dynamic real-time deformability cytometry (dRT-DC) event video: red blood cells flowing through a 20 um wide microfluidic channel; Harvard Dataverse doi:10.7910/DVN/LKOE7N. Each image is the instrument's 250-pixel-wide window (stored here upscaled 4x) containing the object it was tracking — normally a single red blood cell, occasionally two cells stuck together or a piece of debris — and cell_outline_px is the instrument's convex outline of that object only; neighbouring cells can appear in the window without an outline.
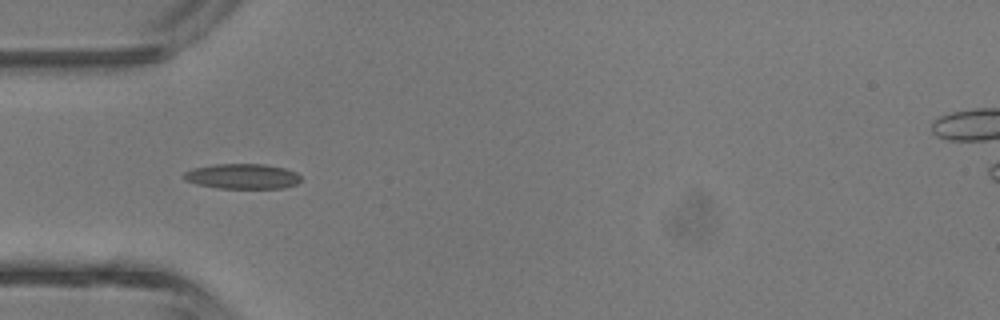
{"species": "common noctule bat (a hibernating species)", "species_latin": "Nyctalus noctula", "temperature_condition": "room temperature", "stored_images_in_passage": 5, "camera_frame_rate_fps": 3000, "um_per_image_px": 0.085, "animal": {"sex": "male", "body_mass_g": 13.3}, "frame": {"image": 1, "passage_image": 4, "time_ms": 3.667, "image_size_px": [1000, 320], "cell_outline_px": [[300, 180], [296, 184], [284, 188], [216, 188], [196, 184], [184, 180], [184, 172], [192, 168], [212, 164], [264, 164], [284, 168], [296, 172], [300, 176]], "centroid_in_image_um": [20.57, 14.98], "position_along_channel_um": 64.4, "area_um2": 17.22}}
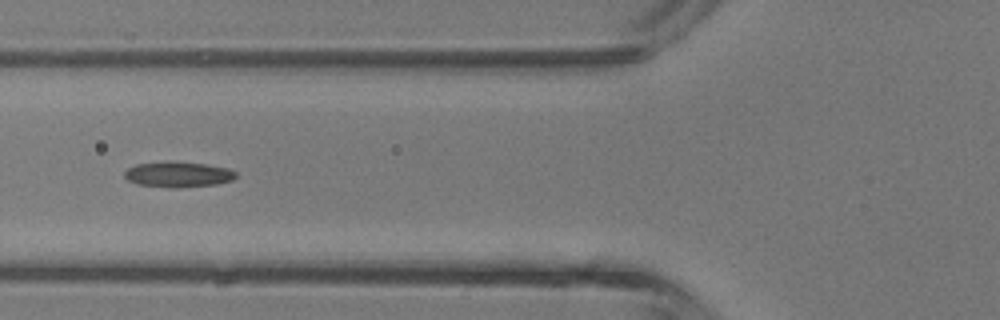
{"frame": {"image": 2, "passage_image": 5, "time_ms": 4.667, "image_size_px": [1000, 320], "cell_outline_px": [[236, 176], [232, 180], [216, 184], [172, 188], [168, 188], [136, 184], [128, 180], [124, 176], [124, 172], [128, 168], [136, 164], [168, 160], [172, 160], [204, 164], [228, 168], [236, 172]], "centroid_in_image_um": [15.1, 14.81], "position_along_channel_um": 110.7, "area_um2": 16.76}}